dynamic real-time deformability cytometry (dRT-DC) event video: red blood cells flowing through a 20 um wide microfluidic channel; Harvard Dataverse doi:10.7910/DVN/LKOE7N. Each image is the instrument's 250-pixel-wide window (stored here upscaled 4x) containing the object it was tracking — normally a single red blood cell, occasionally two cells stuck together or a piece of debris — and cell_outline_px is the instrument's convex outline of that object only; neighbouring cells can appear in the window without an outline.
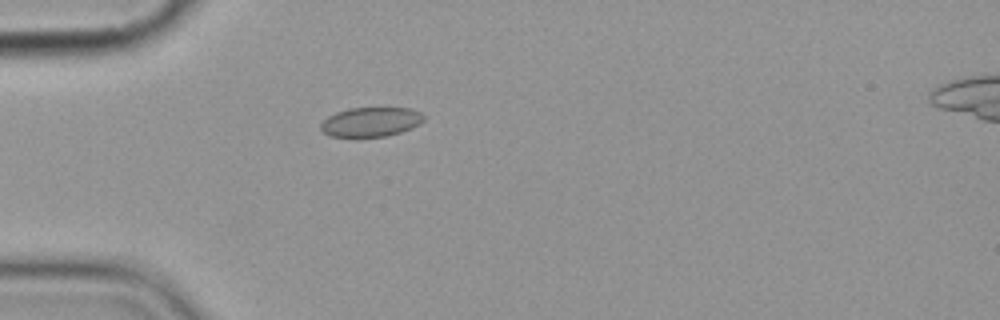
{"species": "common noctule bat (a hibernating species)", "species_latin": "Nyctalus noctula", "temperature_condition": "cold", "stored_images_in_passage": 2, "camera_frame_rate_fps": 3000, "um_per_image_px": 0.085, "animal": {"sex": "female", "body_mass_g": 19.9}, "frame": {"image": 1, "passage_image": 2, "time_ms": 1.333, "image_size_px": [1000, 320], "cell_outline_px": [[424, 120], [420, 124], [412, 128], [388, 136], [332, 136], [324, 132], [320, 128], [320, 124], [328, 116], [336, 112], [348, 108], [412, 108], [420, 112], [424, 116]], "centroid_in_image_um": [31.55, 10.35], "position_along_channel_um": 53.5, "area_um2": 17.57}}